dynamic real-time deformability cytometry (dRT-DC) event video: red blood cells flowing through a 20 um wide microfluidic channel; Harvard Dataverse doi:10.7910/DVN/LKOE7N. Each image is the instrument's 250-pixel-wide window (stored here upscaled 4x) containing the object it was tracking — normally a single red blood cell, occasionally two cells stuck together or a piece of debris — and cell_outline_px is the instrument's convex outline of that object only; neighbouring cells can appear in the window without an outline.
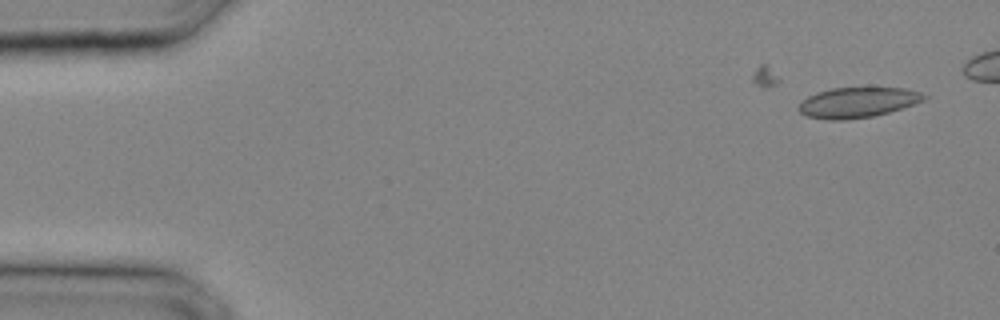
{"species": "common noctule bat (a hibernating species)", "species_latin": "Nyctalus noctula", "temperature_condition": "cold", "stored_images_in_passage": 7, "camera_frame_rate_fps": 3000, "um_per_image_px": 0.085, "animal": {"sex": "male", "body_mass_g": 20.4}, "frame": {"image": 1, "passage_image": 1, "time_ms": 0.0, "image_size_px": [1000, 320], "cell_outline_px": [[928, 96], [924, 100], [888, 112], [872, 116], [844, 120], [828, 120], [808, 116], [800, 112], [796, 108], [808, 96], [816, 92], [832, 88], [904, 88], [920, 92]], "centroid_in_image_um": [72.86, 8.7], "position_along_channel_um": 12.1, "area_um2": 21.85}}